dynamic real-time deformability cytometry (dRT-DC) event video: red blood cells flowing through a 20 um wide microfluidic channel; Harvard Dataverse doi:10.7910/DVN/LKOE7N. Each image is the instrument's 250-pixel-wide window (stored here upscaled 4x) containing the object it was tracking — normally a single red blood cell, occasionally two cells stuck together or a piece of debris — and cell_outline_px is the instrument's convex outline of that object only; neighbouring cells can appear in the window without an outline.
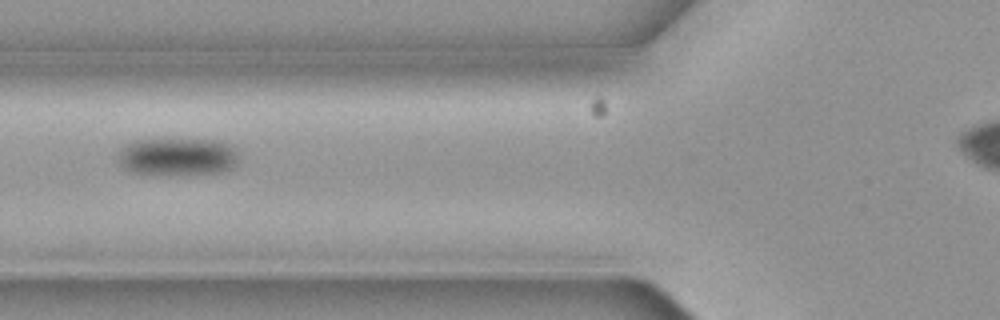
{"species": "common noctule bat (a hibernating species)", "species_latin": "Nyctalus noctula", "temperature_condition": "cold", "stored_images_in_passage": 7, "camera_frame_rate_fps": 3000, "um_per_image_px": 0.085, "animal": {"sex": "female", "body_mass_g": 19.3, "forearm_length_mm": 54.1}, "frame": {"image": 1, "passage_image": 7, "time_ms": 2.0, "image_size_px": [1000, 320], "cell_outline_px": [[236, 164], [232, 168], [224, 172], [188, 176], [184, 176], [132, 172], [124, 168], [120, 164], [120, 148], [136, 140], [216, 140], [232, 144], [236, 148]], "centroid_in_image_um": [15.15, 13.35], "position_along_channel_um": 110.6, "area_um2": 26.76}}